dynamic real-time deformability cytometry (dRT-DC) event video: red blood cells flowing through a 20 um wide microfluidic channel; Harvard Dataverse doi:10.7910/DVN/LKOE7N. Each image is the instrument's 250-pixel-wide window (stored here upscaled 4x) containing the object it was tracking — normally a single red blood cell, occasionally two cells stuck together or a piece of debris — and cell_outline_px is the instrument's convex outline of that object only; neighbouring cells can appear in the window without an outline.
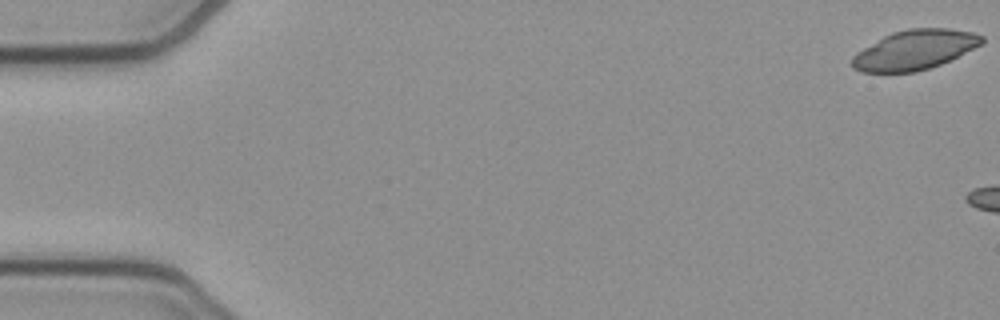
{"species": "common noctule bat (a hibernating species)", "species_latin": "Nyctalus noctula", "temperature_condition": "cold", "stored_images_in_passage": 5, "camera_frame_rate_fps": 3000, "um_per_image_px": 0.085, "animal": {"sex": "female", "body_mass_g": 21.9}, "frame": {"image": 1, "passage_image": 1, "time_ms": 0.0, "image_size_px": [1000, 320], "cell_outline_px": [[984, 40], [980, 44], [940, 64], [916, 72], [860, 72], [852, 68], [852, 56], [856, 52], [884, 36], [892, 32], [908, 28], [948, 28], [972, 32], [984, 36]], "centroid_in_image_um": [77.7, 4.23], "position_along_channel_um": 7.3, "area_um2": 29.65}}